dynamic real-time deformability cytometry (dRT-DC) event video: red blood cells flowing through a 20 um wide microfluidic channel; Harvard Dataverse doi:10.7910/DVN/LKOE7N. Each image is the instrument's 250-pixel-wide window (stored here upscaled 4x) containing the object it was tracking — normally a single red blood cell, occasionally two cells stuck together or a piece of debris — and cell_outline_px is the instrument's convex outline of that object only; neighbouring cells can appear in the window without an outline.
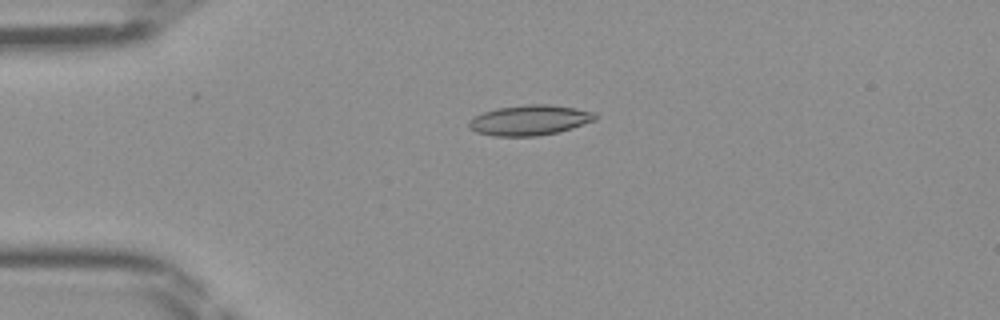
{"species": "Egyptian fruit bat (a non-hibernating species)", "species_latin": "Rousettus aegyptiacus", "temperature_condition": "room temperature", "stored_images_in_passage": 46, "camera_frame_rate_fps": 3000, "um_per_image_px": 0.085, "frame": {"image": 1, "passage_image": 11, "time_ms": 3.333, "image_size_px": [1000, 320], "cell_outline_px": [[596, 120], [560, 132], [536, 136], [492, 136], [476, 132], [468, 128], [468, 120], [484, 112], [496, 108], [528, 104], [548, 104], [576, 108], [596, 112]], "centroid_in_image_um": [45.02, 10.22], "position_along_channel_um": 40.0, "area_um2": 22.43}}
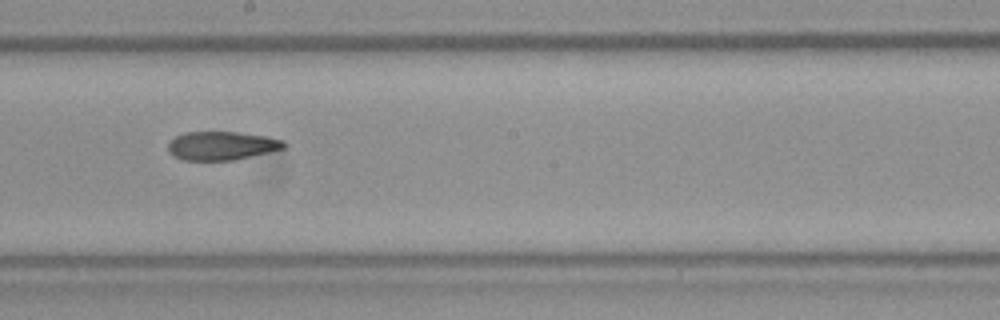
{"frame": {"image": 2, "passage_image": 26, "time_ms": 8.333, "image_size_px": [1000, 320], "cell_outline_px": [[288, 144], [284, 148], [236, 160], [184, 160], [172, 156], [168, 152], [168, 144], [176, 136], [184, 132], [236, 132], [268, 136], [284, 140]], "centroid_in_image_um": [18.85, 12.38], "position_along_channel_um": 229.3, "area_um2": 19.42}}
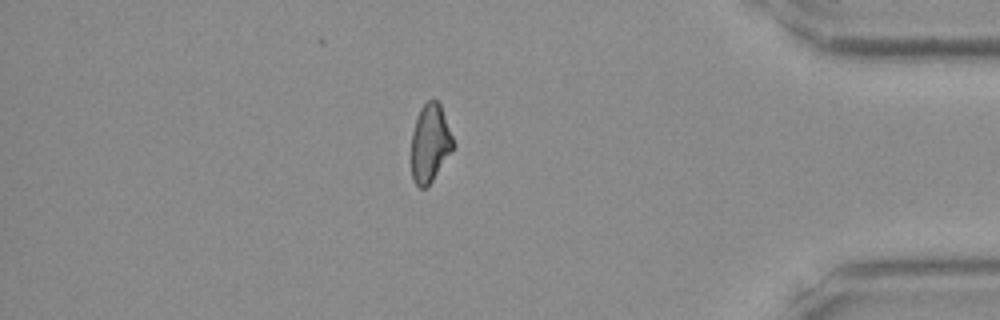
{"frame": {"image": 3, "passage_image": 40, "time_ms": 13.0, "image_size_px": [1000, 320], "cell_outline_px": [[456, 144], [432, 180], [424, 188], [420, 188], [412, 180], [412, 132], [420, 108], [428, 100], [436, 100], [440, 104]], "centroid_in_image_um": [36.56, 12.16], "position_along_channel_um": 398.6, "area_um2": 18.79}}